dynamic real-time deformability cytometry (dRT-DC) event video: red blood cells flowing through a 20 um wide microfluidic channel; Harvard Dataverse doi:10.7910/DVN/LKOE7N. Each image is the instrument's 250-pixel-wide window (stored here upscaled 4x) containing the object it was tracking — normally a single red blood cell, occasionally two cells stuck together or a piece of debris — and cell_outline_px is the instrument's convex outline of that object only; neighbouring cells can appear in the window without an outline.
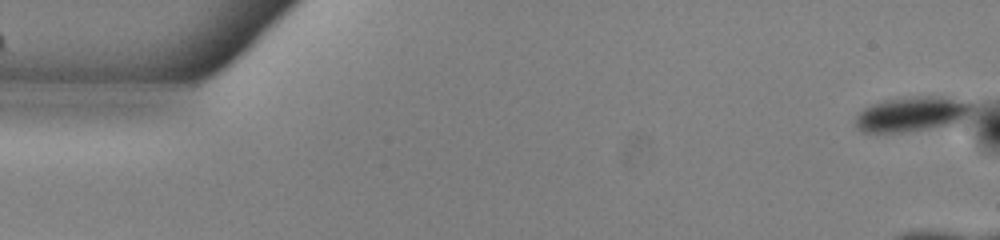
{"species": "common noctule bat (a hibernating species)", "species_latin": "Nyctalus noctula", "temperature_condition": "warm", "stored_images_in_passage": 18, "camera_frame_rate_fps": 3000, "um_per_image_px": 0.085, "animal": {"sex": "male", "body_mass_g": 13.0, "forearm_length_mm": 53.1}, "frame": {"image": 1, "passage_image": 1, "time_ms": 0.0, "image_size_px": [1000, 240], "cell_outline_px": [[972, 108], [956, 124], [900, 132], [860, 132], [856, 128], [856, 116], [864, 108], [872, 104], [884, 100], [912, 96], [944, 96], [972, 100]], "centroid_in_image_um": [77.53, 9.67], "position_along_channel_um": 7.5, "area_um2": 23.81}}
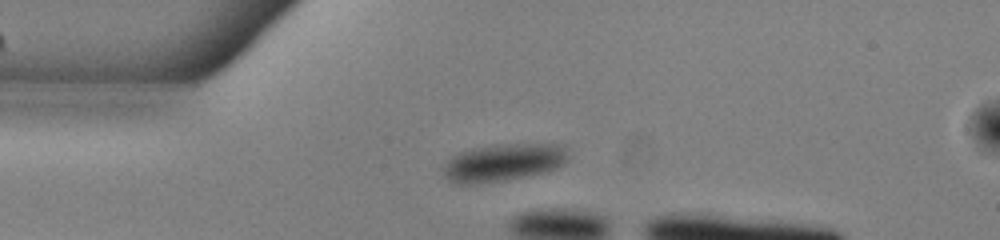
{"frame": {"image": 2, "passage_image": 13, "time_ms": 4.0, "image_size_px": [1000, 240], "cell_outline_px": [[568, 160], [556, 168], [544, 172], [504, 180], [476, 184], [456, 184], [448, 180], [444, 176], [444, 168], [448, 160], [452, 156], [460, 152], [476, 148], [496, 144], [564, 144], [568, 148]], "centroid_in_image_um": [42.81, 13.8], "position_along_channel_um": 42.2, "area_um2": 27.28}}